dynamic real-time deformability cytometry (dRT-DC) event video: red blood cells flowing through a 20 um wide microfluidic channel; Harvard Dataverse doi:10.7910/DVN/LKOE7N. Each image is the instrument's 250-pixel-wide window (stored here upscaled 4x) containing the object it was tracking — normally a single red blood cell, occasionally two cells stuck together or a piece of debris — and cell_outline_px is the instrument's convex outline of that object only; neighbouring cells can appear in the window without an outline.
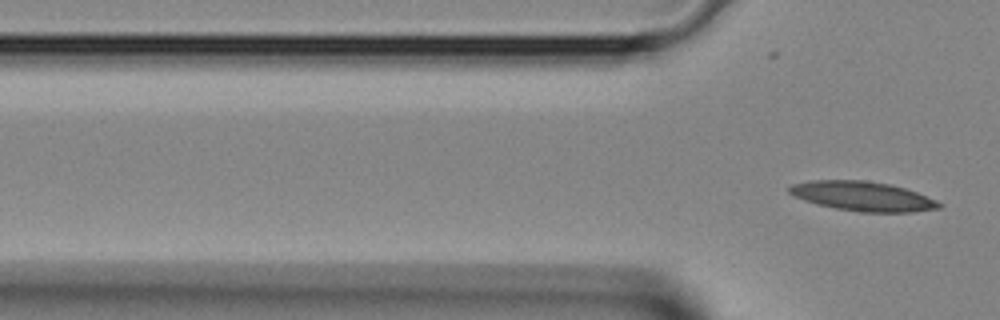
{"species": "Egyptian fruit bat (a non-hibernating species)", "species_latin": "Rousettus aegyptiacus", "temperature_condition": "room temperature", "stored_images_in_passage": 2, "camera_frame_rate_fps": 3000, "um_per_image_px": 0.085, "animal": {"sex": "female"}, "frame": {"image": 1, "passage_image": 2, "time_ms": 0.333, "image_size_px": [1000, 320], "cell_outline_px": [[940, 208], [912, 212], [860, 212], [836, 208], [816, 204], [804, 200], [788, 192], [788, 188], [792, 184], [812, 180], [864, 180], [892, 184], [916, 192], [936, 200], [940, 204]], "centroid_in_image_um": [73.31, 16.67], "position_along_channel_um": 52.5, "area_um2": 25.61}}